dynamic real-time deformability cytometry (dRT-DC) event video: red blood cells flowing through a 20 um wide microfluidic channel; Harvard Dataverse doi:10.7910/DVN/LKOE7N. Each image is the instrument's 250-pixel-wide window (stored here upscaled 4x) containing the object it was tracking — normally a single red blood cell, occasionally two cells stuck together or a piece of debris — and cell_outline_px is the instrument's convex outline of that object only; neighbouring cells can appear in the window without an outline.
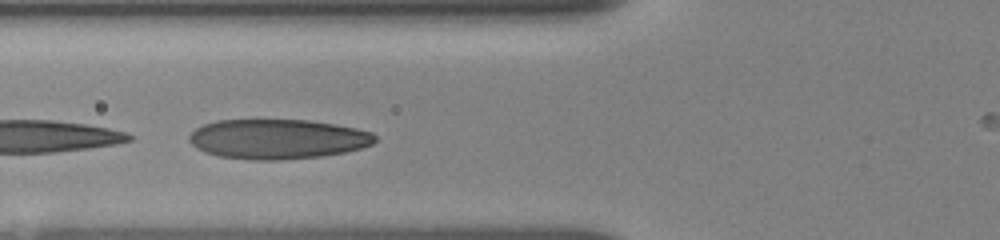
{"species": "human", "species_latin": "Homo sapiens", "temperature_condition": "room temperature", "stored_images_in_passage": 28, "camera_frame_rate_fps": 3000, "um_per_image_px": 0.085, "donor": {"sex": "female"}, "frame": {"image": 1, "passage_image": 17, "time_ms": 5.0, "image_size_px": [1000, 240], "cell_outline_px": [[376, 140], [372, 144], [360, 148], [344, 152], [320, 156], [280, 160], [252, 160], [220, 156], [204, 152], [196, 148], [188, 140], [188, 136], [196, 128], [204, 124], [216, 120], [256, 116], [308, 120], [336, 124], [356, 128], [372, 132], [376, 136]], "centroid_in_image_um": [23.53, 11.76], "position_along_channel_um": 102.3, "area_um2": 44.45}}